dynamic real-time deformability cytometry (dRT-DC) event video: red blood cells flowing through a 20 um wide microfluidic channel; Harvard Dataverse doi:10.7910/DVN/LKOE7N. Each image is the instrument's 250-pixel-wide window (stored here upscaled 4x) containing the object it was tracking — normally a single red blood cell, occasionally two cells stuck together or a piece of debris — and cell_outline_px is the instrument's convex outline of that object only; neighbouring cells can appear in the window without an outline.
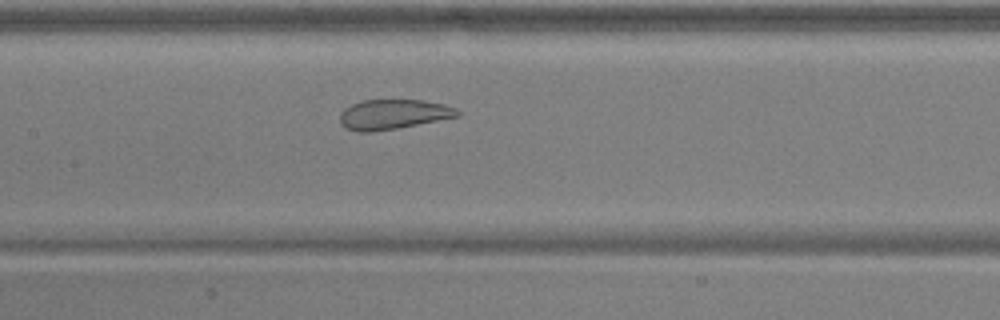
{"species": "common noctule bat (a hibernating species)", "species_latin": "Nyctalus noctula", "temperature_condition": "warm", "stored_images_in_passage": 43, "camera_frame_rate_fps": 3000, "um_per_image_px": 0.085, "animal": {"sex": "male", "body_mass_g": 17.9, "forearm_length_mm": 54.2}, "frame": {"image": 1, "passage_image": 17, "time_ms": 5.333, "image_size_px": [1000, 320], "cell_outline_px": [[460, 116], [396, 128], [372, 132], [356, 132], [344, 128], [340, 120], [340, 112], [344, 108], [360, 100], [424, 100], [444, 104], [456, 108], [460, 112]], "centroid_in_image_um": [33.39, 9.72], "position_along_channel_um": 174.0, "area_um2": 20.52}}
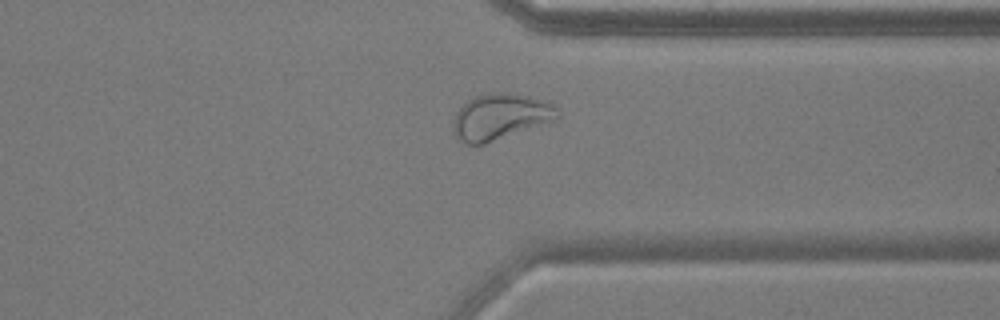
{"frame": {"image": 2, "passage_image": 32, "time_ms": 10.333, "image_size_px": [1000, 320], "cell_outline_px": [[560, 116], [556, 120], [484, 144], [468, 144], [460, 140], [456, 136], [452, 124], [452, 120], [456, 112], [468, 100], [476, 96], [504, 92], [528, 96], [552, 104], [560, 108]], "centroid_in_image_um": [42.55, 9.93], "position_along_channel_um": 368.9, "area_um2": 27.69}}
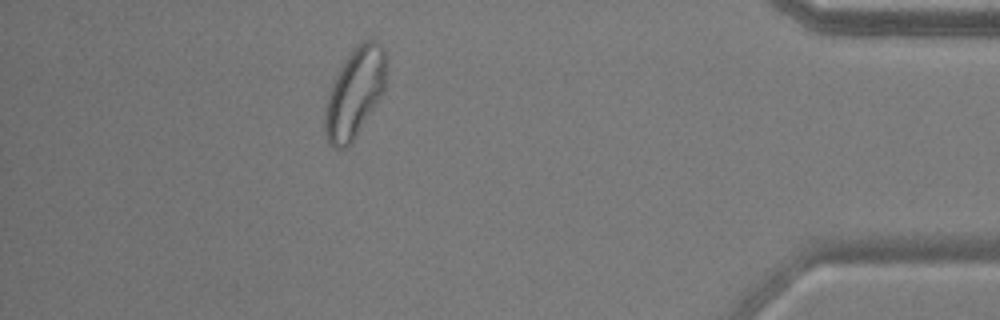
{"frame": {"image": 3, "passage_image": 38, "time_ms": 12.333, "image_size_px": [1000, 320], "cell_outline_px": [[384, 92], [380, 100], [352, 144], [348, 148], [336, 148], [328, 140], [324, 132], [324, 116], [328, 96], [332, 84], [344, 60], [356, 44], [364, 40], [372, 40], [380, 44], [384, 48]], "centroid_in_image_um": [30.15, 7.94], "position_along_channel_um": 405.1, "area_um2": 31.85}, "authors_computed_cell_mechanics": {"area_um2": 25.8944, "velocity_mm_per_s": 3.9161, "shape_relaxation_time_tau1_ms": null, "shape_relaxation_time_tau2_ms": 0.9356, "deformation_change_tau1": null, "deformation_change_tau2": 0.0682}}